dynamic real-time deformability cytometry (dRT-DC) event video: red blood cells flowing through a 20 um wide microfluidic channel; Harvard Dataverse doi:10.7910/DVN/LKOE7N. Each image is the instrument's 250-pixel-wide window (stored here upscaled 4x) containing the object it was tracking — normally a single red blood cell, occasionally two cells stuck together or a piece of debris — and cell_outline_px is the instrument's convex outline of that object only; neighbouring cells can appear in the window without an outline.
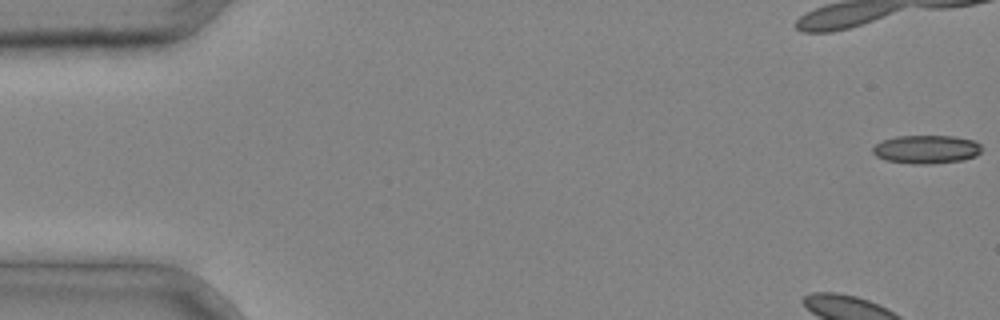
{"species": "common noctule bat (a hibernating species)", "species_latin": "Nyctalus noctula", "temperature_condition": "cold", "stored_images_in_passage": 5, "camera_frame_rate_fps": 3000, "um_per_image_px": 0.085, "animal": {"sex": "male", "body_mass_g": 20.4}, "frame": {"image": 1, "passage_image": 1, "time_ms": 0.0, "image_size_px": [1000, 320], "cell_outline_px": [[980, 152], [976, 156], [960, 160], [928, 164], [912, 164], [884, 160], [876, 156], [872, 152], [872, 148], [880, 140], [896, 136], [952, 136], [976, 140], [980, 144]], "centroid_in_image_um": [78.7, 12.69], "position_along_channel_um": 6.3, "area_um2": 18.15}}